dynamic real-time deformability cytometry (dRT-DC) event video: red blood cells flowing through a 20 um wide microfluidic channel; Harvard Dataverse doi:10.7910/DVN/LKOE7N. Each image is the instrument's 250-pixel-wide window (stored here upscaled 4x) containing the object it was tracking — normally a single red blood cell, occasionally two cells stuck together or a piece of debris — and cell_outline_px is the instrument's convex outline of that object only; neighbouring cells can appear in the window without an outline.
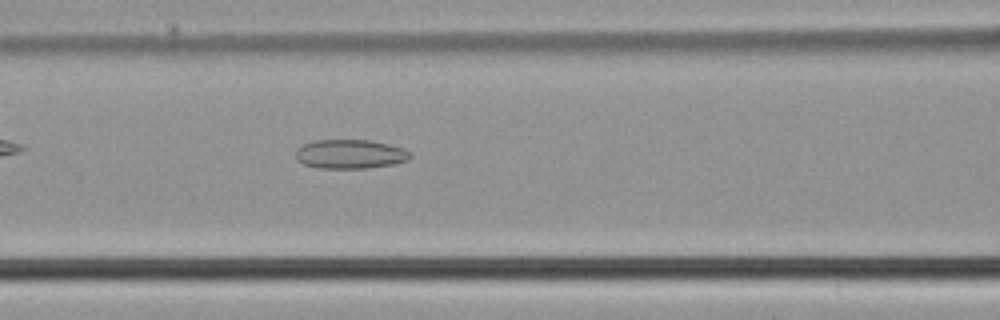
{"species": "common noctule bat (a hibernating species)", "species_latin": "Nyctalus noctula", "temperature_condition": "cold", "stored_images_in_passage": 34, "camera_frame_rate_fps": 3000, "um_per_image_px": 0.085, "animal": {"sex": "male", "body_mass_g": 21.5, "forearm_length_mm": 52.0}, "frame": {"image": 1, "passage_image": 6, "time_ms": 1.667, "image_size_px": [1000, 320], "cell_outline_px": [[412, 156], [408, 160], [392, 164], [368, 168], [316, 168], [304, 164], [296, 160], [296, 148], [304, 144], [316, 140], [372, 140], [404, 148]], "centroid_in_image_um": [29.74, 13.1], "position_along_channel_um": 136.9, "area_um2": 19.48}}
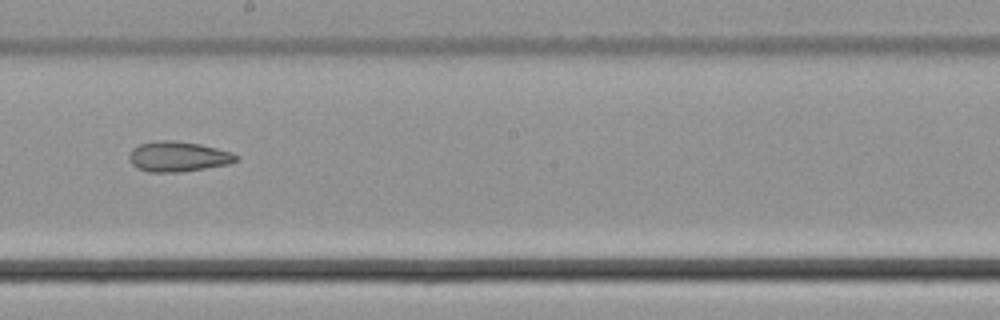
{"frame": {"image": 2, "passage_image": 13, "time_ms": 4.0, "image_size_px": [1000, 320], "cell_outline_px": [[236, 160], [228, 164], [180, 172], [148, 172], [132, 164], [128, 160], [128, 156], [132, 148], [140, 144], [156, 140], [176, 140], [200, 144], [232, 152], [236, 156]], "centroid_in_image_um": [15.09, 13.29], "position_along_channel_um": 233.1, "area_um2": 18.73}}
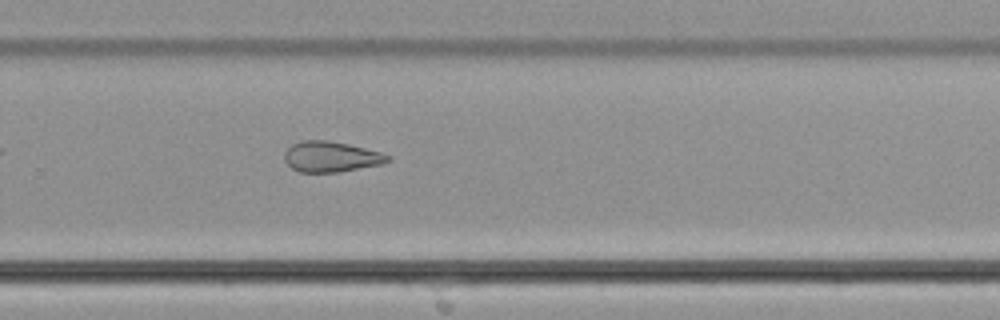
{"frame": {"image": 3, "passage_image": 18, "time_ms": 5.667, "image_size_px": [1000, 320], "cell_outline_px": [[392, 160], [384, 164], [336, 172], [300, 172], [292, 168], [284, 160], [284, 152], [292, 144], [300, 140], [324, 140], [348, 144], [380, 152], [392, 156]], "centroid_in_image_um": [28.15, 13.32], "position_along_channel_um": 301.7, "area_um2": 18.44}}